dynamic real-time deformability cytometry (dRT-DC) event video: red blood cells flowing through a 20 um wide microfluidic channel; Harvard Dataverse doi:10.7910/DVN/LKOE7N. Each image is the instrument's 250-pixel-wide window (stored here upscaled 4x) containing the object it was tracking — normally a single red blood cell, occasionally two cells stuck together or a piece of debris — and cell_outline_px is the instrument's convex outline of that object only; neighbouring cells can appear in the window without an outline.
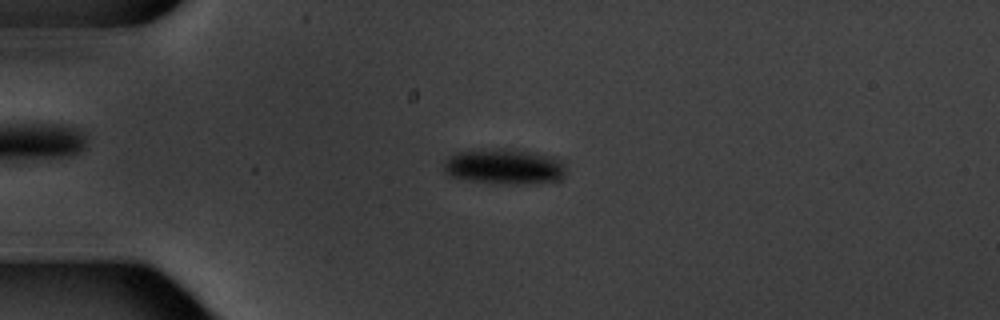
{"species": "common noctule bat (a hibernating species)", "species_latin": "Nyctalus noctula", "temperature_condition": "warm", "stored_images_in_passage": 7, "camera_frame_rate_fps": 3000, "um_per_image_px": 0.085, "animal": {"sex": "male", "body_mass_g": 20.1, "forearm_length_mm": 53.5}, "frame": {"image": 1, "passage_image": 5, "time_ms": 4.667, "image_size_px": [1000, 320], "cell_outline_px": [[568, 172], [560, 180], [528, 184], [496, 184], [468, 180], [448, 176], [444, 172], [444, 160], [456, 152], [496, 148], [520, 148], [556, 156], [568, 168]], "centroid_in_image_um": [42.93, 14.14], "position_along_channel_um": 42.1, "area_um2": 26.24}}